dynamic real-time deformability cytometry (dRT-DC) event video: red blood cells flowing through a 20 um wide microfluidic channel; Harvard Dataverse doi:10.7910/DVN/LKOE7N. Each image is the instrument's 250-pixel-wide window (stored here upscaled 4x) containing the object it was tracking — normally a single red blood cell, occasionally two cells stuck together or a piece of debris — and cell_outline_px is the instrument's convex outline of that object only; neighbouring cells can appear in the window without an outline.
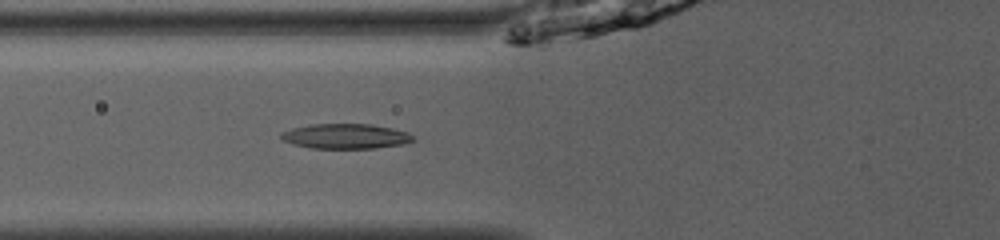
{"species": "common noctule bat (a hibernating species)", "species_latin": "Nyctalus noctula", "temperature_condition": "room temperature", "stored_images_in_passage": 16, "camera_frame_rate_fps": 3000, "um_per_image_px": 0.085, "animal": {"sex": "male", "body_mass_g": 13.0, "forearm_length_mm": 53.1}, "frame": {"image": 1, "passage_image": 7, "time_ms": 2.0, "image_size_px": [1000, 240], "cell_outline_px": [[416, 140], [404, 144], [376, 148], [312, 148], [292, 144], [284, 140], [280, 136], [280, 132], [292, 128], [308, 124], [372, 124], [392, 128], [408, 132]], "centroid_in_image_um": [29.38, 11.57], "position_along_channel_um": 96.4, "area_um2": 19.31}}
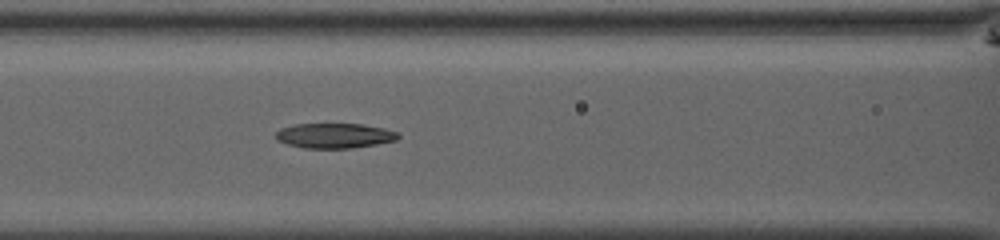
{"frame": {"image": 2, "passage_image": 10, "time_ms": 3.0, "image_size_px": [1000, 240], "cell_outline_px": [[400, 136], [396, 140], [376, 144], [352, 148], [304, 148], [288, 144], [276, 140], [276, 132], [280, 128], [296, 124], [364, 124], [384, 128], [396, 132]], "centroid_in_image_um": [28.42, 11.53], "position_along_channel_um": 138.2, "area_um2": 17.74}}
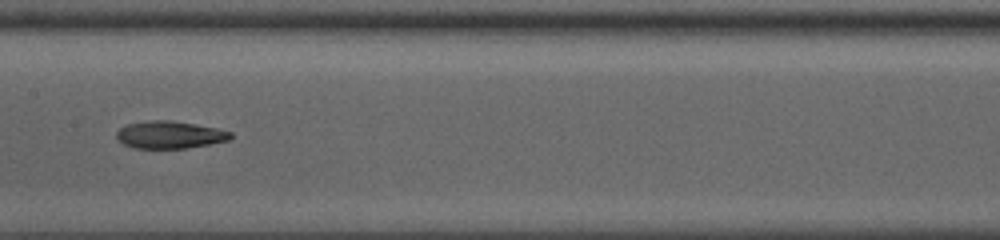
{"frame": {"image": 3, "passage_image": 14, "time_ms": 4.333, "image_size_px": [1000, 240], "cell_outline_px": [[232, 136], [228, 140], [208, 144], [184, 148], [136, 148], [124, 144], [116, 136], [116, 132], [120, 128], [128, 124], [152, 120], [172, 120], [196, 124], [216, 128], [232, 132]], "centroid_in_image_um": [14.43, 11.45], "position_along_channel_um": 193.0, "area_um2": 17.98}}